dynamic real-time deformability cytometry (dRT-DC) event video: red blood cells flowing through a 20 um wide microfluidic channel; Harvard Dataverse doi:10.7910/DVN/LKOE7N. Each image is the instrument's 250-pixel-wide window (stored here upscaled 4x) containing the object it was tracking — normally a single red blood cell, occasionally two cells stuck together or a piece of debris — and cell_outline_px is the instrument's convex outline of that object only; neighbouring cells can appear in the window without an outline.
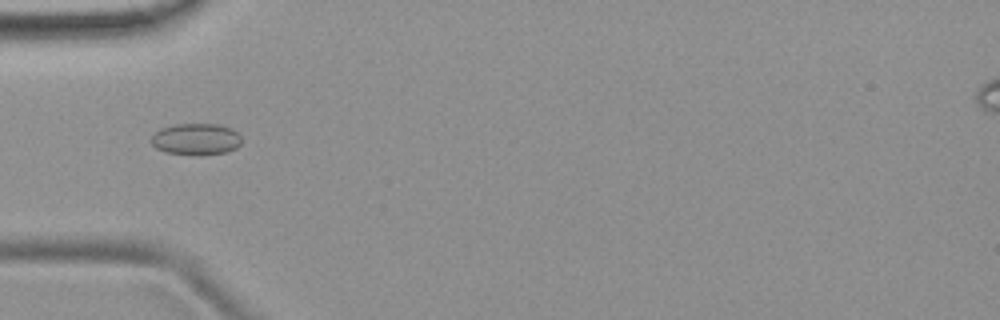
{"species": "common noctule bat (a hibernating species)", "species_latin": "Nyctalus noctula", "temperature_condition": "room temperature", "stored_images_in_passage": 38, "camera_frame_rate_fps": 3000, "um_per_image_px": 0.085, "animal": {"sex": "female", "body_mass_g": 19.9}, "frame": {"image": 1, "passage_image": 3, "time_ms": 0.667, "image_size_px": [1000, 320], "cell_outline_px": [[240, 144], [236, 148], [228, 152], [200, 156], [196, 156], [164, 152], [156, 148], [152, 144], [152, 136], [160, 128], [176, 124], [220, 124], [232, 128], [240, 136]], "centroid_in_image_um": [16.67, 11.84], "position_along_channel_um": 68.3, "area_um2": 16.88}}
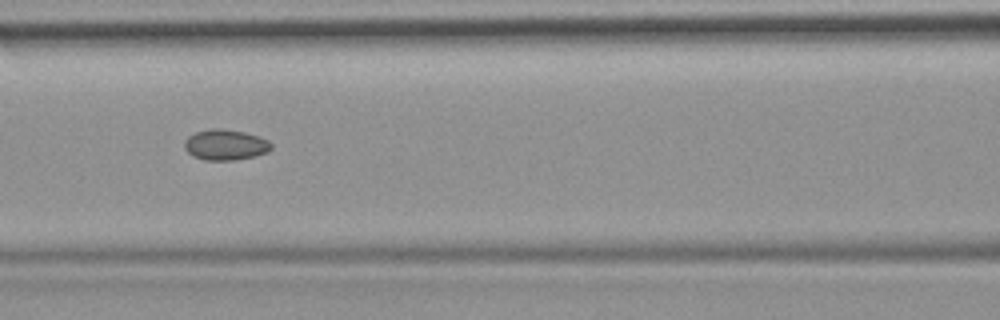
{"frame": {"image": 2, "passage_image": 9, "time_ms": 2.667, "image_size_px": [1000, 320], "cell_outline_px": [[272, 148], [268, 152], [256, 156], [232, 160], [204, 160], [192, 156], [184, 148], [184, 140], [188, 136], [196, 132], [212, 128], [220, 128], [244, 132], [260, 136], [268, 140], [272, 144]], "centroid_in_image_um": [19.16, 12.31], "position_along_channel_um": 147.4, "area_um2": 15.66}}
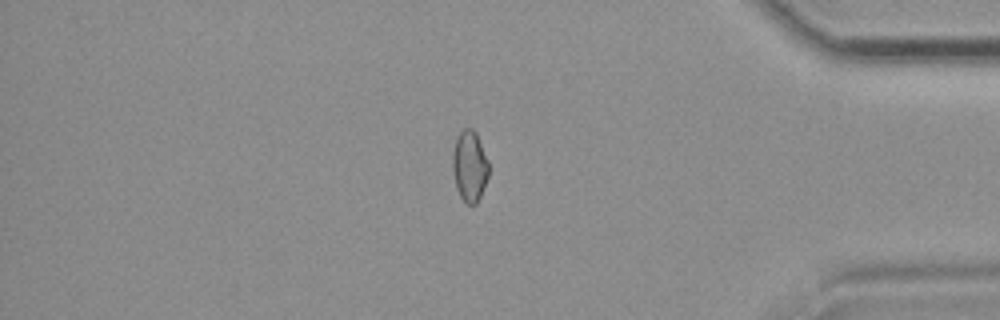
{"frame": {"image": 3, "passage_image": 30, "time_ms": 9.667, "image_size_px": [1000, 320], "cell_outline_px": [[488, 176], [480, 196], [476, 204], [468, 204], [460, 196], [456, 188], [452, 172], [452, 156], [456, 136], [464, 128], [472, 128], [476, 132], [488, 160]], "centroid_in_image_um": [39.9, 14.09], "position_along_channel_um": 395.3, "area_um2": 14.97}, "authors_computed_cell_mechanics": {"area_um2": 14.9702, "velocity_mm_per_s": 3.9492, "shape_relaxation_time_tau1_ms": null, "shape_relaxation_time_tau2_ms": 4.2889, "deformation_change_tau1": null, "deformation_change_tau2": 0.0699}}